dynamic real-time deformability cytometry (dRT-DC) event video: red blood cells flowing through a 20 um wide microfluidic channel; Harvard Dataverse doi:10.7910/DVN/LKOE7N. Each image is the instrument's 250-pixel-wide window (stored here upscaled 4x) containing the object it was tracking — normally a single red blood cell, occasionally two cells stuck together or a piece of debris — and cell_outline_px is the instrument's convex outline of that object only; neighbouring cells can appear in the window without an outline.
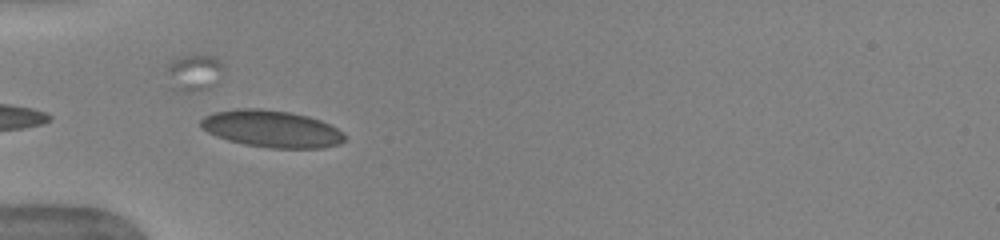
{"species": "human", "species_latin": "Homo sapiens", "temperature_condition": "warm", "stored_images_in_passage": 8, "camera_frame_rate_fps": 3000, "um_per_image_px": 0.085, "donor": {"sex": "female"}, "frame": {"image": 1, "passage_image": 2, "time_ms": 0.333, "image_size_px": [1000, 240], "cell_outline_px": [[344, 140], [340, 144], [324, 148], [268, 148], [244, 144], [228, 140], [216, 136], [200, 128], [200, 120], [204, 116], [216, 112], [236, 108], [260, 108], [288, 112], [308, 116], [320, 120], [336, 128], [344, 136]], "centroid_in_image_um": [23.05, 10.95], "position_along_channel_um": 62.0, "area_um2": 30.98}}